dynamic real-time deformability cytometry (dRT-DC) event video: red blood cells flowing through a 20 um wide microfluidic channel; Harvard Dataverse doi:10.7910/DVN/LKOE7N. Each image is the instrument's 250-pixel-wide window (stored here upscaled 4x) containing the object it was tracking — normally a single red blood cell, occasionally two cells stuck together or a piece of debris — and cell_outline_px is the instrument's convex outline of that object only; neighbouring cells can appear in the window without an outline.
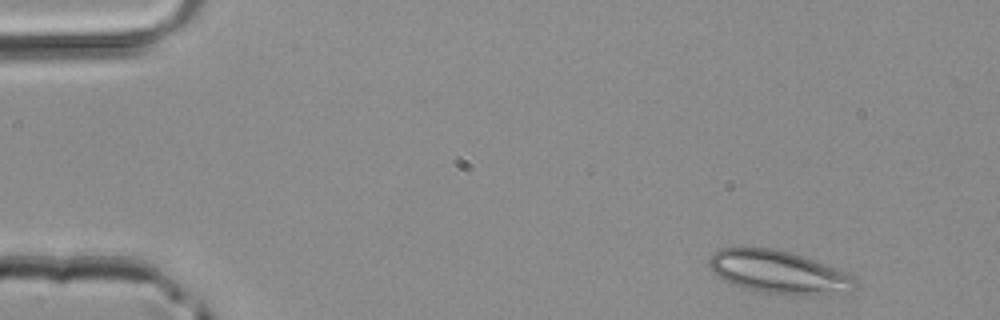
{"species": "common noctule bat (a hibernating species)", "species_latin": "Nyctalus noctula", "temperature_condition": "room temperature", "stored_images_in_passage": 4, "camera_frame_rate_fps": 3000, "um_per_image_px": 0.085, "animal": {"sex": "male", "body_mass_g": 20.4}, "frame": {"image": 1, "passage_image": 1, "time_ms": 0.0, "image_size_px": [1000, 320], "cell_outline_px": [[856, 280], [852, 292], [800, 296], [776, 296], [744, 288], [724, 280], [712, 272], [708, 264], [708, 260], [720, 248], [772, 248], [792, 252], [804, 256], [836, 268], [852, 276]], "centroid_in_image_um": [66.19, 23.16], "position_along_channel_um": 18.8, "area_um2": 36.88}}